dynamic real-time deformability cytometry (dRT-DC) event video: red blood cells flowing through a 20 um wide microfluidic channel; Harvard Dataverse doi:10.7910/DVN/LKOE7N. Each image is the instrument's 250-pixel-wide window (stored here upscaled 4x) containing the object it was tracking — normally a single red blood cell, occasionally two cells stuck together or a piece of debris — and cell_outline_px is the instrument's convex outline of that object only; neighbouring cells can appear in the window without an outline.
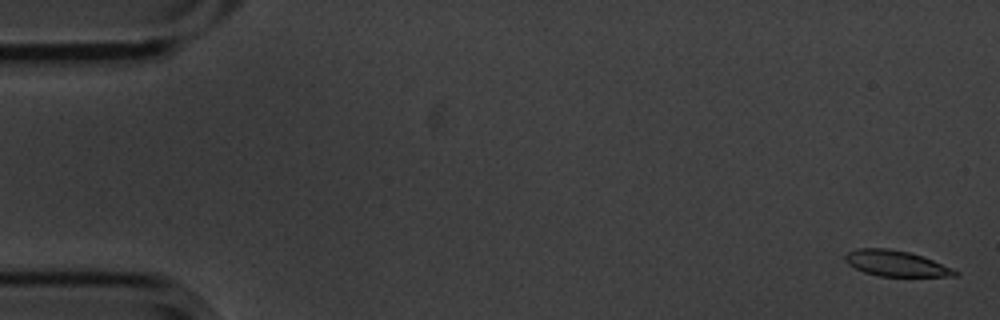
{"species": "common noctule bat (a hibernating species)", "species_latin": "Nyctalus noctula", "temperature_condition": "cold", "stored_images_in_passage": 5, "camera_frame_rate_fps": 3000, "um_per_image_px": 0.085, "animal": {"sex": "male", "body_mass_g": 20.1, "forearm_length_mm": 53.5}, "frame": {"image": 1, "passage_image": 1, "time_ms": 0.0, "image_size_px": [1000, 320], "cell_outline_px": [[960, 272], [956, 276], [880, 276], [864, 272], [848, 264], [844, 260], [844, 256], [848, 252], [856, 248], [888, 248], [908, 252], [924, 256], [952, 268]], "centroid_in_image_um": [76.15, 22.38], "position_along_channel_um": 8.8, "area_um2": 16.47}}
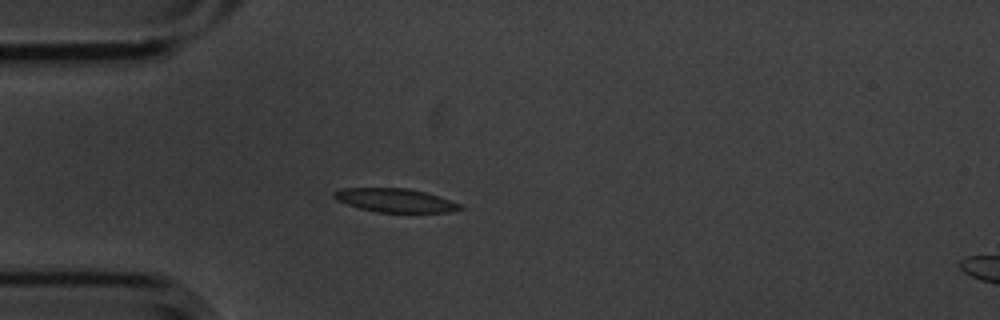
{"frame": {"image": 2, "passage_image": 5, "time_ms": 1.333, "image_size_px": [1000, 320], "cell_outline_px": [[464, 208], [448, 212], [376, 212], [360, 208], [336, 200], [332, 196], [332, 192], [340, 188], [408, 188], [424, 192], [460, 204]], "centroid_in_image_um": [33.52, 17.02], "position_along_channel_um": 51.5, "area_um2": 17.17}}